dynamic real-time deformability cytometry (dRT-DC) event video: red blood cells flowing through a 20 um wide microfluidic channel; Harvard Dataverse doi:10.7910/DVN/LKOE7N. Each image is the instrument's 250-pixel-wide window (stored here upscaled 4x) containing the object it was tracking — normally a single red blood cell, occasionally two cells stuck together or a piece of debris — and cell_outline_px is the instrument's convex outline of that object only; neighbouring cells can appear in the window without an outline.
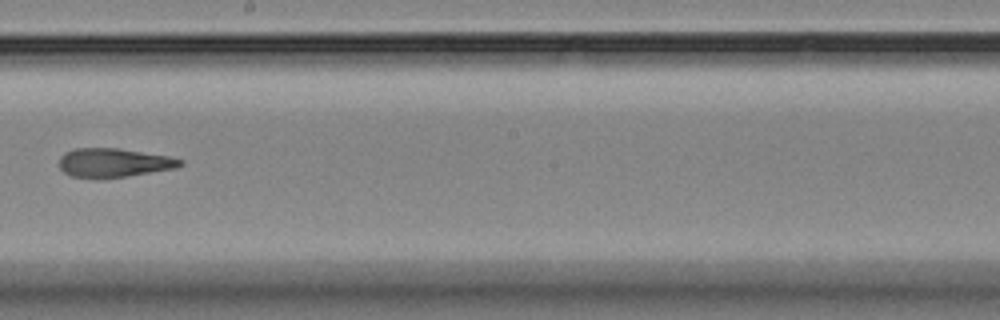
{"species": "Egyptian fruit bat (a non-hibernating species)", "species_latin": "Rousettus aegyptiacus", "temperature_condition": "room temperature", "stored_images_in_passage": 16, "camera_frame_rate_fps": 3000, "um_per_image_px": 0.085, "animal": {"sex": "female"}, "frame": {"image": 1, "passage_image": 10, "time_ms": 10.333, "image_size_px": [1000, 320], "cell_outline_px": [[184, 164], [176, 168], [128, 176], [100, 180], [72, 176], [64, 172], [60, 168], [60, 156], [64, 152], [76, 148], [120, 148], [168, 156], [184, 160]], "centroid_in_image_um": [9.66, 13.84], "position_along_channel_um": 238.5, "area_um2": 20.75}}
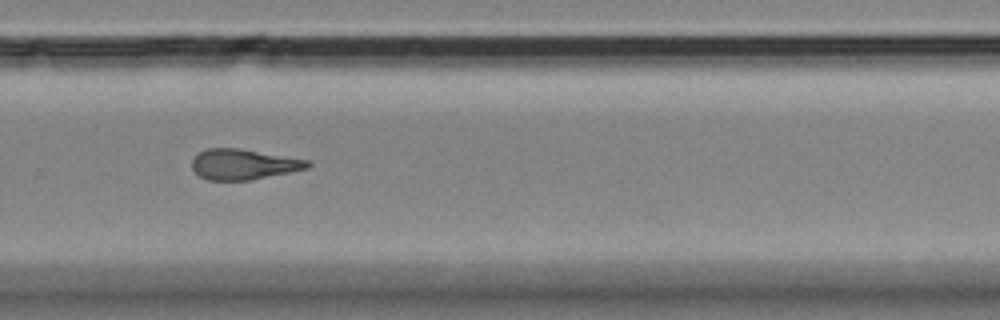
{"frame": {"image": 2, "passage_image": 12, "time_ms": 12.333, "image_size_px": [1000, 320], "cell_outline_px": [[312, 164], [308, 168], [248, 180], [208, 180], [200, 176], [192, 168], [192, 160], [200, 152], [208, 148], [240, 148], [308, 160]], "centroid_in_image_um": [20.68, 13.96], "position_along_channel_um": 309.1, "area_um2": 20.23}}
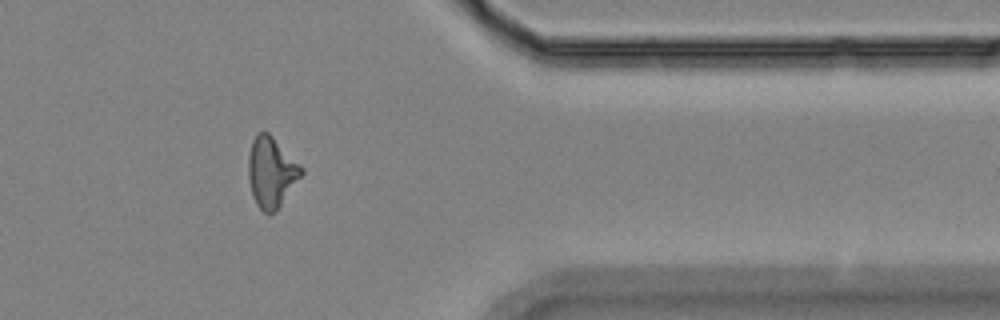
{"frame": {"image": 3, "passage_image": 14, "time_ms": 15.0, "image_size_px": [1000, 320], "cell_outline_px": [[304, 172], [276, 212], [264, 212], [256, 204], [252, 196], [248, 176], [248, 156], [252, 140], [256, 132], [268, 132], [304, 168]], "centroid_in_image_um": [23.05, 14.63], "position_along_channel_um": 388.3, "area_um2": 21.73}}